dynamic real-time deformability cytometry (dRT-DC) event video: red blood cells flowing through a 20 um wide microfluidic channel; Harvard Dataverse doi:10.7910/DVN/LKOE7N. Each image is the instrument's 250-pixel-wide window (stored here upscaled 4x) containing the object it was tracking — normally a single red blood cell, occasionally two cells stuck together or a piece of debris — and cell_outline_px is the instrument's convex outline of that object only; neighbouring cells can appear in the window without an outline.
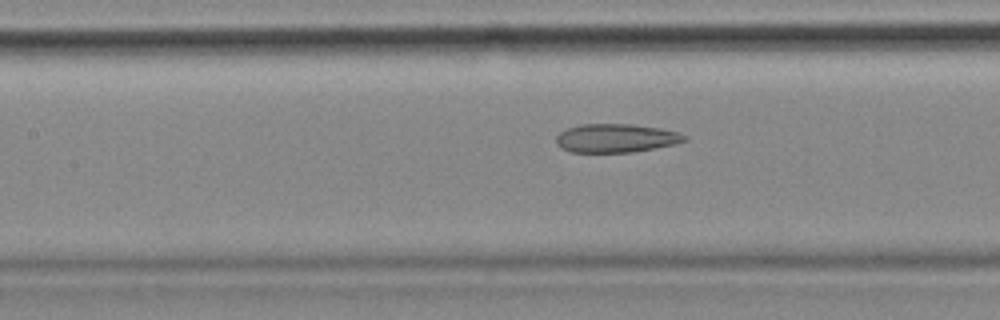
{"species": "common noctule bat (a hibernating species)", "species_latin": "Nyctalus noctula", "temperature_condition": "cold", "stored_images_in_passage": 16, "camera_frame_rate_fps": 3000, "um_per_image_px": 0.085, "animal": {"sex": "female", "body_mass_g": 18.4}, "frame": {"image": 1, "passage_image": 14, "time_ms": 4.333, "image_size_px": [1000, 320], "cell_outline_px": [[688, 140], [676, 144], [632, 152], [572, 152], [560, 148], [556, 144], [556, 136], [560, 132], [568, 128], [580, 124], [632, 124], [660, 128], [680, 132], [688, 136]], "centroid_in_image_um": [52.38, 11.74], "position_along_channel_um": 155.0, "area_um2": 21.56}}